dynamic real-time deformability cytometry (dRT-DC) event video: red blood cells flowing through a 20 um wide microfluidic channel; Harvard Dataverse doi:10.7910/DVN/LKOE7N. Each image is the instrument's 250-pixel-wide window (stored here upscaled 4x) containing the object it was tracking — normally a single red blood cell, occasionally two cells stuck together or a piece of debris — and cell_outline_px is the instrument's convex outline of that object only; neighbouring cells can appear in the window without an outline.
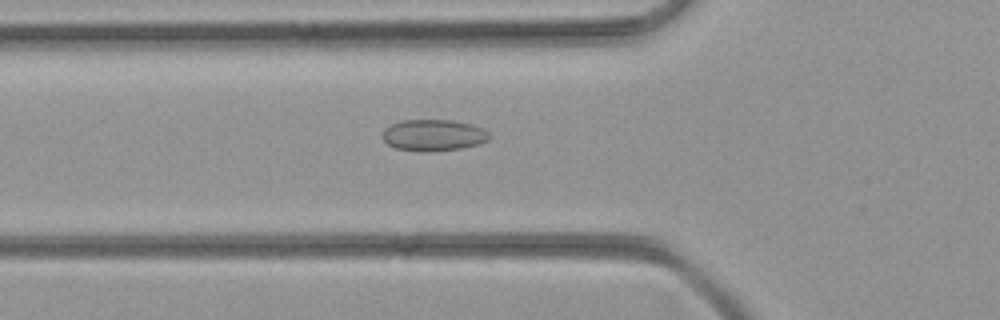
{"species": "common noctule bat (a hibernating species)", "species_latin": "Nyctalus noctula", "temperature_condition": "room temperature", "stored_images_in_passage": 36, "camera_frame_rate_fps": 3000, "um_per_image_px": 0.085, "animal": {"sex": "female", "body_mass_g": 21.9}, "frame": {"image": 1, "passage_image": 2, "time_ms": 0.333, "image_size_px": [1000, 320], "cell_outline_px": [[492, 136], [488, 140], [480, 144], [460, 148], [428, 152], [420, 152], [396, 148], [388, 144], [380, 136], [384, 128], [392, 124], [404, 120], [452, 120], [472, 124], [488, 132]], "centroid_in_image_um": [36.83, 11.49], "position_along_channel_um": 89.0, "area_um2": 19.71}}
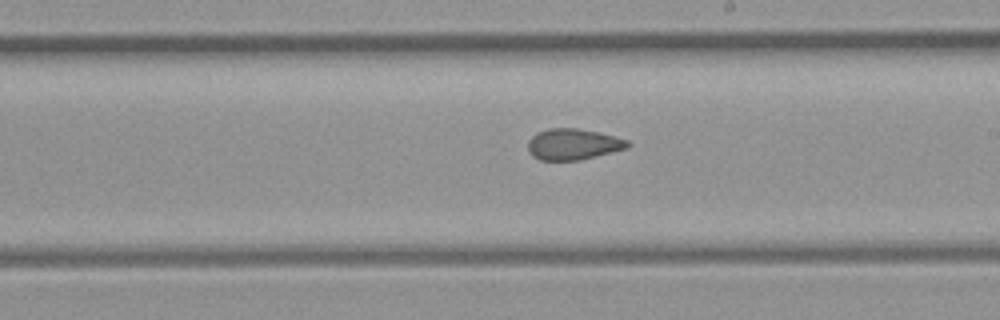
{"frame": {"image": 2, "passage_image": 13, "time_ms": 4.0, "image_size_px": [1000, 320], "cell_outline_px": [[628, 148], [580, 160], [540, 160], [532, 156], [528, 152], [528, 140], [536, 132], [548, 128], [576, 128], [596, 132], [628, 140]], "centroid_in_image_um": [48.66, 12.26], "position_along_channel_um": 240.3, "area_um2": 17.98}}
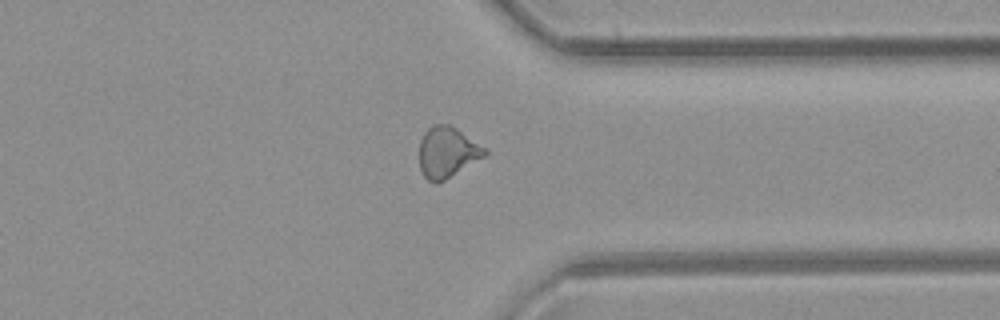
{"frame": {"image": 3, "passage_image": 23, "time_ms": 7.333, "image_size_px": [1000, 320], "cell_outline_px": [[488, 152], [484, 156], [444, 180], [436, 184], [428, 180], [424, 176], [420, 168], [420, 140], [424, 132], [432, 124], [452, 124], [488, 148]], "centroid_in_image_um": [38.03, 12.9], "position_along_channel_um": 373.4, "area_um2": 19.54}}